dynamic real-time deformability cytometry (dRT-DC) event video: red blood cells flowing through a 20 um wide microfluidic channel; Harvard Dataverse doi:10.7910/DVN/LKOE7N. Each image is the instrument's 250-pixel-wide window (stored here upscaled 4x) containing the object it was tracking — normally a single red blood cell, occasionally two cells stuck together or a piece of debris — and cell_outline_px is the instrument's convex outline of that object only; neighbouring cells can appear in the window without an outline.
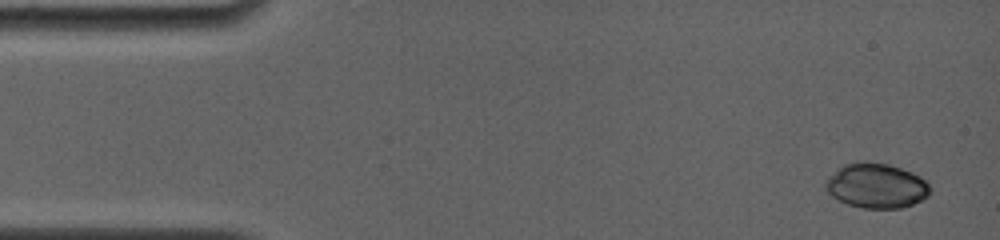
{"species": "common noctule bat (a hibernating species)", "species_latin": "Nyctalus noctula", "temperature_condition": "room temperature", "stored_images_in_passage": 20, "camera_frame_rate_fps": 4000, "um_per_image_px": 0.085, "animal": {"sex": "female", "body_mass_g": 19.0, "forearm_length_mm": 56.7}, "frame": {"image": 1, "passage_image": 1, "time_ms": 0.0, "image_size_px": [1000, 240], "cell_outline_px": [[928, 196], [912, 204], [900, 208], [864, 208], [848, 204], [832, 196], [824, 188], [824, 184], [828, 176], [844, 164], [888, 164], [912, 172], [920, 176], [928, 184]], "centroid_in_image_um": [74.47, 15.81], "position_along_channel_um": 10.5, "area_um2": 26.53}}
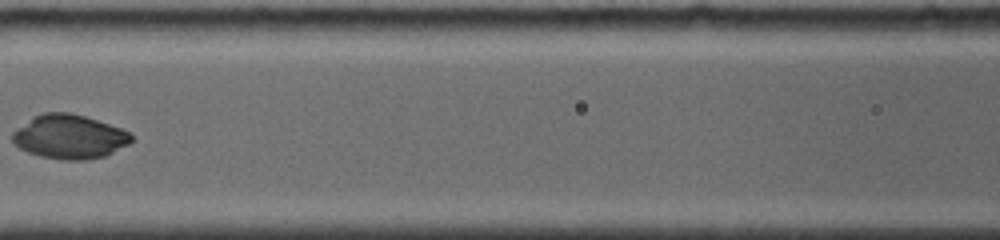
{"frame": {"image": 2, "passage_image": 17, "time_ms": 6.75, "image_size_px": [1000, 240], "cell_outline_px": [[132, 140], [128, 144], [104, 156], [88, 160], [60, 160], [40, 156], [28, 152], [20, 148], [12, 140], [12, 132], [36, 116], [44, 112], [68, 112], [84, 116], [120, 128], [128, 132], [132, 136]], "centroid_in_image_um": [5.89, 11.64], "position_along_channel_um": 160.7, "area_um2": 30.11}}
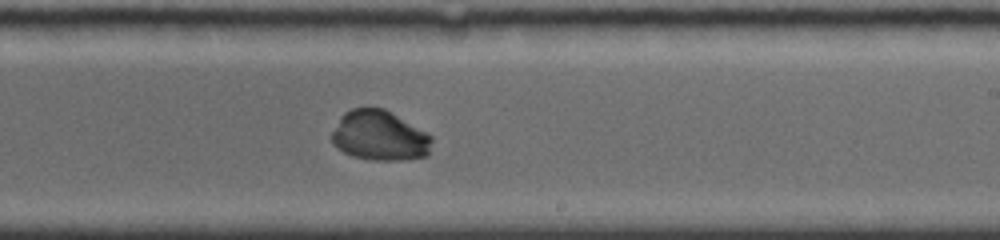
{"frame": {"image": 3, "passage_image": 20, "time_ms": 9.25, "image_size_px": [1000, 240], "cell_outline_px": [[432, 140], [428, 156], [404, 160], [372, 160], [352, 156], [336, 148], [332, 144], [332, 132], [340, 116], [344, 112], [352, 108], [384, 108], [432, 136]], "centroid_in_image_um": [32.24, 11.55], "position_along_channel_um": 256.8, "area_um2": 29.19}}